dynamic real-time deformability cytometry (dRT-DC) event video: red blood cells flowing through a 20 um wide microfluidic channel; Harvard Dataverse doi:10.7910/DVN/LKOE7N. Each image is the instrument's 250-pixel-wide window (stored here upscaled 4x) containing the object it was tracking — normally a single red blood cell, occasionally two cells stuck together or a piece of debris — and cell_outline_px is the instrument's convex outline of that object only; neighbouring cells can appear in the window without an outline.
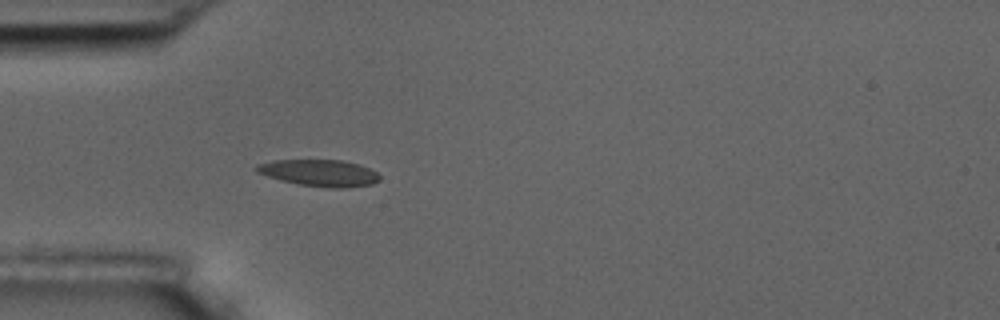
{"species": "common noctule bat (a hibernating species)", "species_latin": "Nyctalus noctula", "temperature_condition": "room temperature", "stored_images_in_passage": 4, "camera_frame_rate_fps": 3000, "um_per_image_px": 0.085, "animal": {"sex": "male", "body_mass_g": 17.5, "forearm_length_mm": 52.3}, "frame": {"image": 1, "passage_image": 4, "time_ms": 3.667, "image_size_px": [1000, 320], "cell_outline_px": [[380, 180], [372, 184], [348, 188], [328, 188], [300, 184], [280, 180], [256, 172], [252, 168], [256, 164], [272, 160], [340, 160], [360, 164], [376, 172], [380, 176]], "centroid_in_image_um": [27.13, 14.7], "position_along_channel_um": 57.9, "area_um2": 19.31}}